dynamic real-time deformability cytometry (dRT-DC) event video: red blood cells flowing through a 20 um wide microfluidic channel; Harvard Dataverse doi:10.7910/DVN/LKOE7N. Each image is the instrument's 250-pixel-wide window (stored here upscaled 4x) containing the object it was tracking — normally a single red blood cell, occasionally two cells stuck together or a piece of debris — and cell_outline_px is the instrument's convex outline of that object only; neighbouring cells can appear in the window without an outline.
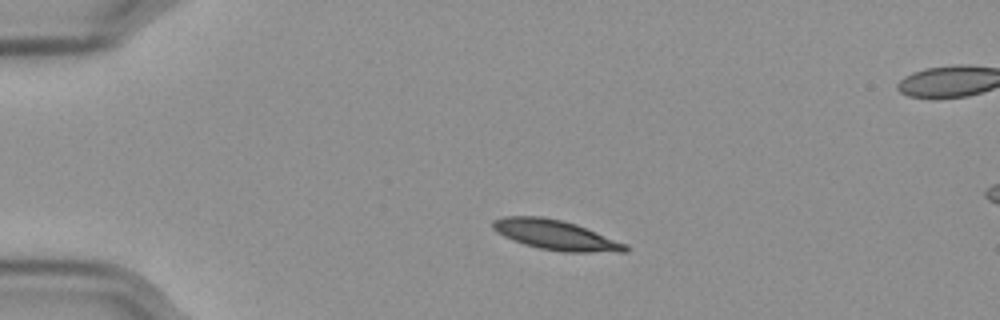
{"species": "Egyptian fruit bat (a non-hibernating species)", "species_latin": "Rousettus aegyptiacus", "temperature_condition": "cold", "stored_images_in_passage": 45, "camera_frame_rate_fps": 3000, "um_per_image_px": 0.085, "frame": {"image": 1, "passage_image": 1, "time_ms": 0.0, "image_size_px": [1000, 320], "cell_outline_px": [[628, 252], [560, 252], [540, 248], [524, 244], [512, 240], [496, 232], [492, 228], [492, 220], [504, 216], [540, 216], [560, 220], [576, 224], [628, 244]], "centroid_in_image_um": [47.22, 19.98], "position_along_channel_um": 37.8, "area_um2": 23.12}}
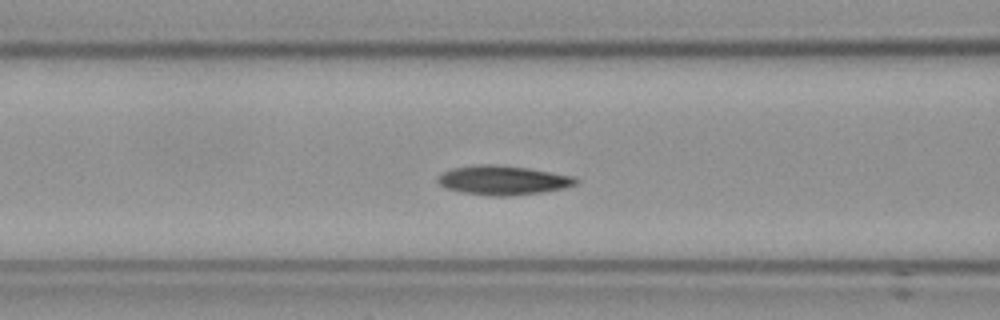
{"frame": {"image": 2, "passage_image": 12, "time_ms": 3.667, "image_size_px": [1000, 320], "cell_outline_px": [[580, 180], [576, 184], [564, 188], [544, 192], [508, 196], [488, 196], [464, 192], [444, 188], [436, 180], [436, 176], [452, 168], [480, 164], [492, 164], [528, 168], [576, 176]], "centroid_in_image_um": [42.77, 15.32], "position_along_channel_um": 123.8, "area_um2": 23.7}}
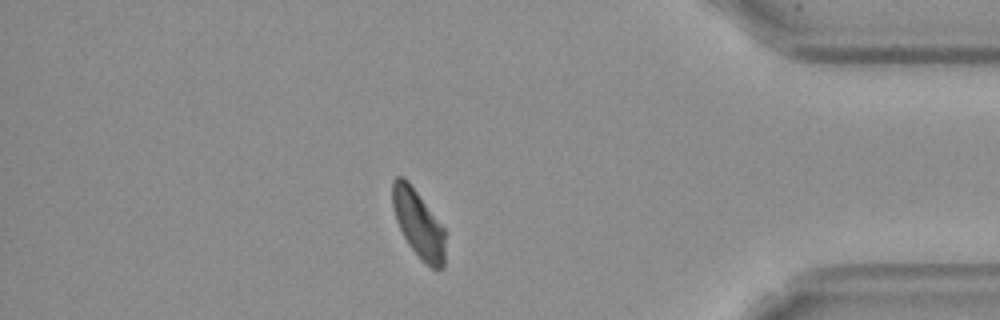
{"frame": {"image": 3, "passage_image": 38, "time_ms": 12.333, "image_size_px": [1000, 320], "cell_outline_px": [[444, 268], [432, 268], [408, 244], [396, 220], [392, 204], [392, 180], [396, 176], [404, 176], [408, 180], [444, 228]], "centroid_in_image_um": [35.54, 18.95], "position_along_channel_um": 399.7, "area_um2": 20.35}, "authors_computed_cell_mechanics": {"area_um2": 22.5998, "velocity_mm_per_s": 3.537, "shape_relaxation_time_tau1_ms": 1.8412, "shape_relaxation_time_tau2_ms": 4.0429, "deformation_change_tau1": 0.1176, "deformation_change_tau2": 0.0928}}